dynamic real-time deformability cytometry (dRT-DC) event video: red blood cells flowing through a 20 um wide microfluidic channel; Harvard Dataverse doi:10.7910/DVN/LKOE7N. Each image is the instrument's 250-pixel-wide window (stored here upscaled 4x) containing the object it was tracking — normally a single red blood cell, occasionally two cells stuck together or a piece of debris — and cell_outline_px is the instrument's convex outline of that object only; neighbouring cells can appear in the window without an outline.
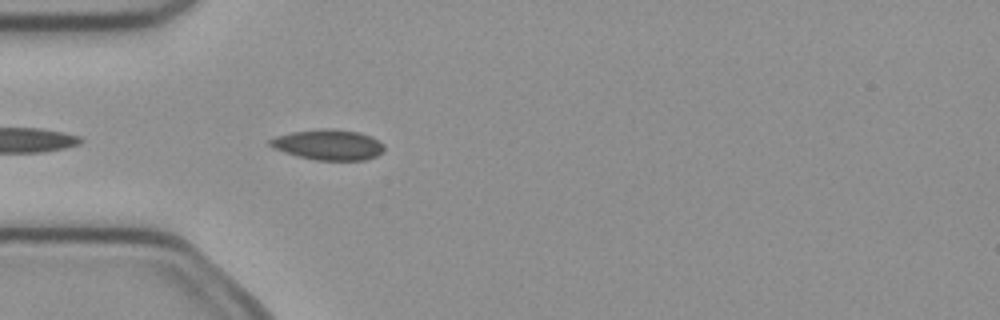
{"species": "common noctule bat (a hibernating species)", "species_latin": "Nyctalus noctula", "temperature_condition": "cold", "stored_images_in_passage": 4, "camera_frame_rate_fps": 3000, "um_per_image_px": 0.085, "animal": {"sex": "female", "body_mass_g": 21.9}, "frame": {"image": 1, "passage_image": 4, "time_ms": 1.0, "image_size_px": [1000, 320], "cell_outline_px": [[384, 152], [376, 156], [364, 160], [316, 160], [296, 156], [272, 148], [268, 144], [268, 140], [276, 136], [292, 132], [320, 128], [332, 128], [360, 132], [372, 136], [384, 144]], "centroid_in_image_um": [27.91, 12.29], "position_along_channel_um": 57.1, "area_um2": 20.58}}